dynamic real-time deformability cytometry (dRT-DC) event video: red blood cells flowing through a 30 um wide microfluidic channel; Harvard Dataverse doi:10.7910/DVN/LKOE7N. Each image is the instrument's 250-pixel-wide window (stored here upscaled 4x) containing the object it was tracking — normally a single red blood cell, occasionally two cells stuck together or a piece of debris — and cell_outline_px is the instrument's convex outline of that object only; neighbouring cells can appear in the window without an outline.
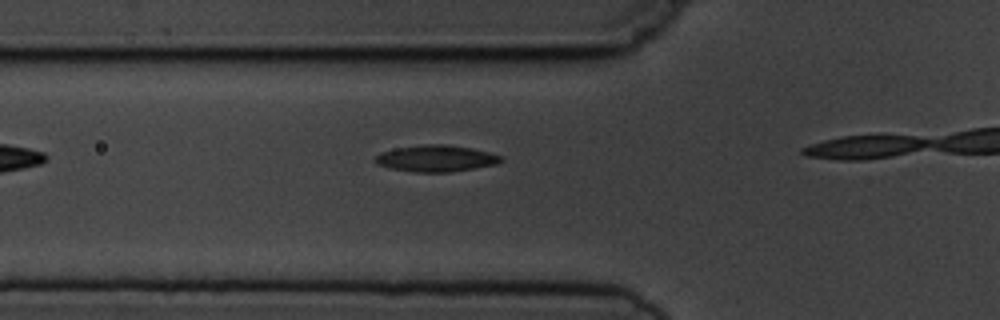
{"species": "common noctule bat (a hibernating species)", "species_latin": "Nyctalus noctula", "temperature_condition": "cold", "stored_images_in_passage": 5, "camera_frame_rate_fps": 3000, "um_per_image_px": 0.085, "animal": {"sex": "male", "body_mass_g": 19.5, "forearm_length_mm": 54.6}, "frame": {"image": 1, "passage_image": 4, "time_ms": 3.667, "image_size_px": [1000, 320], "cell_outline_px": [[504, 160], [496, 164], [448, 172], [416, 172], [388, 168], [376, 164], [376, 156], [380, 152], [396, 148], [424, 144], [448, 144], [472, 148], [488, 152], [500, 156]], "centroid_in_image_um": [37.04, 13.46], "position_along_channel_um": 88.8, "area_um2": 19.31}}